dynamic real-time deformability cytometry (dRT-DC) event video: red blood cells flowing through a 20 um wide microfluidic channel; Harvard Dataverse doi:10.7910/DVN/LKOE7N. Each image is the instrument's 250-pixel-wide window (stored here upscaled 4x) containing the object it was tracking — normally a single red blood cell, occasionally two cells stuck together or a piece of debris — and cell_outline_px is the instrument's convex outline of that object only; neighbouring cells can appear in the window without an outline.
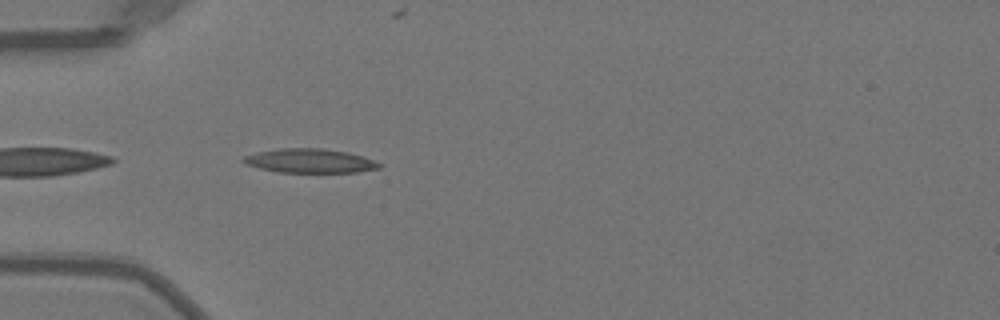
{"species": "Egyptian fruit bat (a non-hibernating species)", "species_latin": "Rousettus aegyptiacus", "temperature_condition": "warm", "stored_images_in_passage": 36, "camera_frame_rate_fps": 3000, "um_per_image_px": 0.085, "animal": {"sex": "female"}, "frame": {"image": 1, "passage_image": 1, "time_ms": 0.0, "image_size_px": [1000, 320], "cell_outline_px": [[384, 164], [380, 168], [356, 172], [276, 172], [244, 164], [240, 160], [244, 156], [256, 152], [280, 148], [324, 148], [348, 152], [364, 156]], "centroid_in_image_um": [26.34, 13.66], "position_along_channel_um": 58.7, "area_um2": 19.31}}
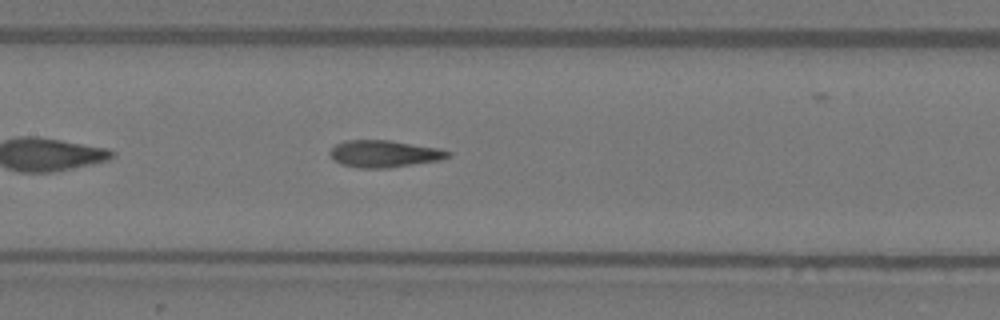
{"frame": {"image": 2, "passage_image": 10, "time_ms": 3.0, "image_size_px": [1000, 320], "cell_outline_px": [[452, 156], [440, 160], [388, 168], [360, 168], [340, 164], [328, 152], [336, 144], [344, 140], [388, 140], [440, 148], [452, 152]], "centroid_in_image_um": [32.69, 13.07], "position_along_channel_um": 174.7, "area_um2": 18.61}}
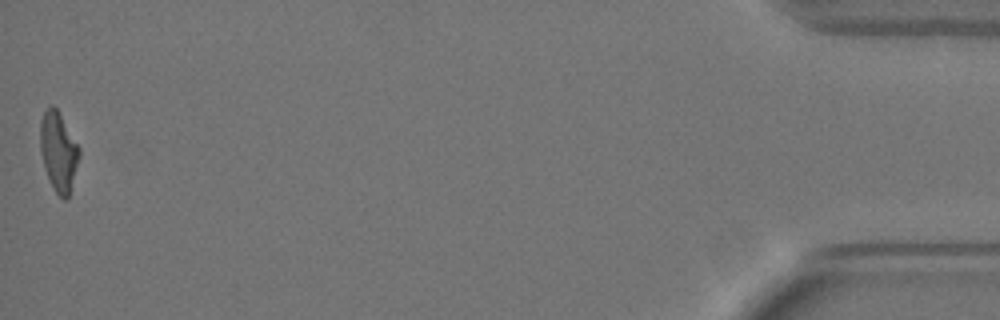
{"frame": {"image": 3, "passage_image": 36, "time_ms": 11.667, "image_size_px": [1000, 320], "cell_outline_px": [[80, 156], [68, 200], [64, 200], [56, 192], [44, 168], [40, 152], [40, 120], [44, 112], [52, 104], [56, 108], [80, 148]], "centroid_in_image_um": [4.97, 12.9], "position_along_channel_um": 430.2, "area_um2": 17.92}, "authors_computed_cell_mechanics": {"area_um2": 18.3804, "velocity_mm_per_s": 4.011, "shape_relaxation_time_tau1_ms": 6.2074, "shape_relaxation_time_tau2_ms": 1.8121, "deformation_change_tau1": 0.2392, "deformation_change_tau2": 0.1015}}